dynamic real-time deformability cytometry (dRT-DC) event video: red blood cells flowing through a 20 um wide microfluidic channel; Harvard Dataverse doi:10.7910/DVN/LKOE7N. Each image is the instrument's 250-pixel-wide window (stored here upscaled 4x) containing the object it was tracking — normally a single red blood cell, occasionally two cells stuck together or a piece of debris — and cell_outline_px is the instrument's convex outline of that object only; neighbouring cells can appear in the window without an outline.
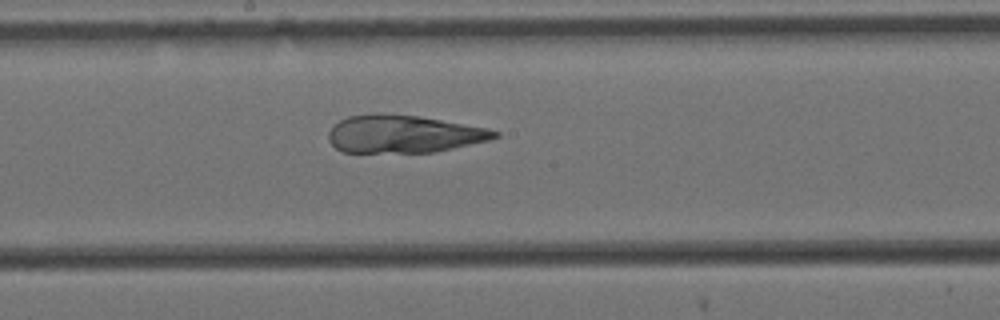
{"species": "Egyptian fruit bat (a non-hibernating species)", "species_latin": "Rousettus aegyptiacus", "temperature_condition": "cold", "stored_images_in_passage": 8, "camera_frame_rate_fps": 3000, "um_per_image_px": 0.085, "animal": {"sex": "female"}, "frame": {"image": 1, "passage_image": 8, "time_ms": 2.333, "image_size_px": [1000, 320], "cell_outline_px": [[500, 136], [488, 140], [436, 152], [344, 152], [336, 148], [328, 140], [328, 132], [340, 120], [348, 116], [372, 112], [380, 112], [416, 116], [488, 128], [500, 132]], "centroid_in_image_um": [34.28, 11.38], "position_along_channel_um": 213.9, "area_um2": 36.47}}